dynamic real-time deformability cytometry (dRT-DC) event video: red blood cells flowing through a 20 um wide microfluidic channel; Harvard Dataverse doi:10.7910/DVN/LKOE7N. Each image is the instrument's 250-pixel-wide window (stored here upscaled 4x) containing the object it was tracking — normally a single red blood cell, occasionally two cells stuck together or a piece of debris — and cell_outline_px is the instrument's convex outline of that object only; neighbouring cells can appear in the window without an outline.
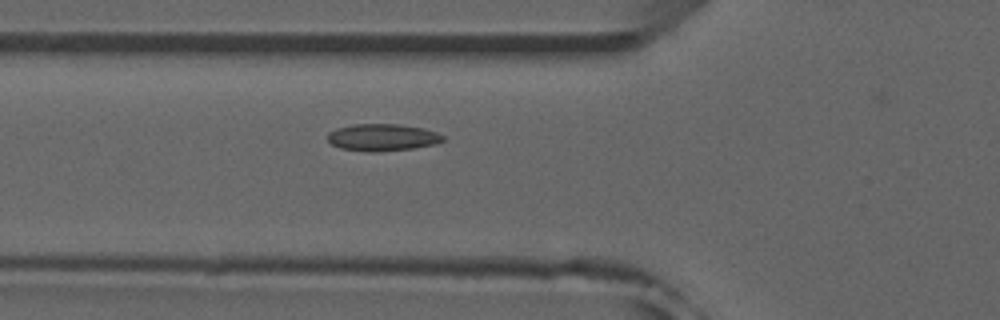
{"species": "common noctule bat (a hibernating species)", "species_latin": "Nyctalus noctula", "temperature_condition": "room temperature", "stored_images_in_passage": 38, "camera_frame_rate_fps": 3000, "um_per_image_px": 0.085, "animal": {"sex": "male", "forearm_length_mm": 52.5}, "frame": {"image": 1, "passage_image": 6, "time_ms": 1.667, "image_size_px": [1000, 320], "cell_outline_px": [[444, 140], [436, 144], [412, 148], [376, 152], [368, 152], [340, 148], [332, 144], [328, 140], [328, 132], [336, 128], [352, 124], [396, 124], [424, 128], [436, 132], [444, 136]], "centroid_in_image_um": [32.49, 11.67], "position_along_channel_um": 93.3, "area_um2": 18.21}}